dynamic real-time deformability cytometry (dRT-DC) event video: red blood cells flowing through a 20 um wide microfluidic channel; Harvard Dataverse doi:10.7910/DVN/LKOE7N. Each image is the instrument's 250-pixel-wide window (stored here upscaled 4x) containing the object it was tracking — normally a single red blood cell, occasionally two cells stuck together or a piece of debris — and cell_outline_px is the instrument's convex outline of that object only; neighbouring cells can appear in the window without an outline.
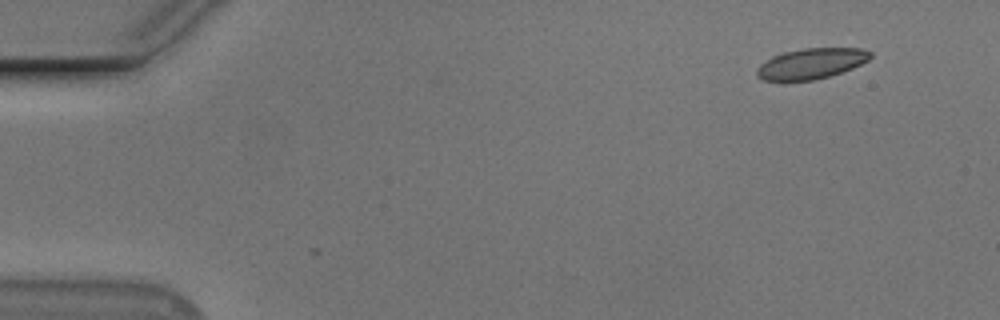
{"species": "Egyptian fruit bat (a non-hibernating species)", "species_latin": "Rousettus aegyptiacus", "temperature_condition": "cold", "stored_images_in_passage": 3, "camera_frame_rate_fps": 3000, "um_per_image_px": 0.085, "animal": {"sex": "male"}, "frame": {"image": 1, "passage_image": 3, "time_ms": 0.667, "image_size_px": [1000, 320], "cell_outline_px": [[872, 56], [868, 60], [852, 68], [828, 76], [812, 80], [760, 80], [756, 76], [756, 68], [760, 64], [772, 56], [780, 52], [804, 48], [860, 48], [872, 52]], "centroid_in_image_um": [68.91, 5.39], "position_along_channel_um": 16.1, "area_um2": 20.23}}